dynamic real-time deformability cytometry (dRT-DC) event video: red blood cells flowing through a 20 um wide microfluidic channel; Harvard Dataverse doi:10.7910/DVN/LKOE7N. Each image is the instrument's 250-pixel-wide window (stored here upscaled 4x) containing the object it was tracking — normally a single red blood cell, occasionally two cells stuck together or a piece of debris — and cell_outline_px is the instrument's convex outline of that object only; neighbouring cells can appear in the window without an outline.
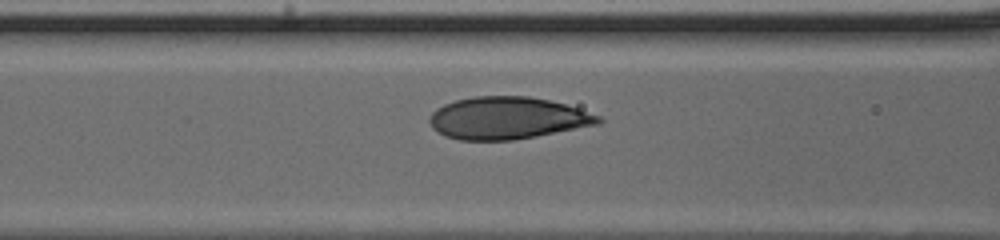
{"species": "human", "species_latin": "Homo sapiens", "temperature_condition": "cold", "stored_images_in_passage": 13, "camera_frame_rate_fps": 3000, "um_per_image_px": 0.085, "donor": {"sex": "male"}, "frame": {"image": 1, "passage_image": 11, "time_ms": 3.333, "image_size_px": [1000, 240], "cell_outline_px": [[604, 120], [600, 124], [512, 140], [460, 140], [444, 136], [432, 128], [428, 120], [432, 112], [436, 108], [444, 104], [456, 100], [472, 96], [528, 96], [548, 100], [564, 104], [600, 116]], "centroid_in_image_um": [43.08, 10.03], "position_along_channel_um": 123.5, "area_um2": 41.38}}